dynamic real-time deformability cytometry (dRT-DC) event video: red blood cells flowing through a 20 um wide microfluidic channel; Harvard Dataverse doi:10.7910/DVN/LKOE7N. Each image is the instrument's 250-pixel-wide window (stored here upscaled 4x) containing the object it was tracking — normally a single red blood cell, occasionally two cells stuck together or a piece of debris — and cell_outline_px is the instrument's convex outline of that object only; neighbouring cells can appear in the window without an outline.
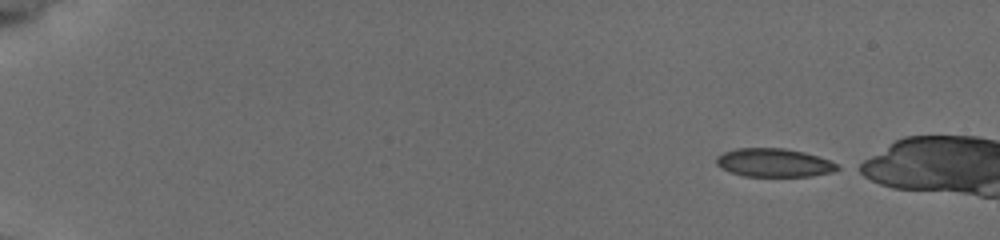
{"species": "common noctule bat (a hibernating species)", "species_latin": "Nyctalus noctula", "temperature_condition": "cold", "stored_images_in_passage": 9, "camera_frame_rate_fps": 3000, "um_per_image_px": 0.085, "animal": {"sex": "female", "body_mass_g": 19.5, "forearm_length_mm": 54.1}, "frame": {"image": 1, "passage_image": 1, "time_ms": 0.0, "image_size_px": [1000, 240], "cell_outline_px": [[840, 168], [832, 172], [812, 176], [744, 176], [732, 172], [716, 164], [716, 156], [724, 152], [736, 148], [784, 148], [804, 152], [828, 160], [836, 164]], "centroid_in_image_um": [65.78, 13.82], "position_along_channel_um": 19.2, "area_um2": 19.83}}